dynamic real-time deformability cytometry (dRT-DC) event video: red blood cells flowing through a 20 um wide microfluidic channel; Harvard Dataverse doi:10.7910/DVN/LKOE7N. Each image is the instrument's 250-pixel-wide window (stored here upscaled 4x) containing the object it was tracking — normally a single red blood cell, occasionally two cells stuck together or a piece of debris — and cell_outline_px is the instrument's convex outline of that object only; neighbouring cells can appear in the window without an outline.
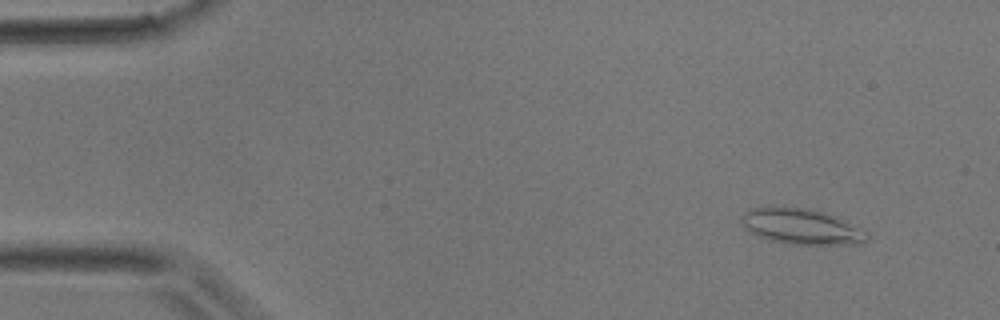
{"species": "common noctule bat (a hibernating species)", "species_latin": "Nyctalus noctula", "temperature_condition": "room temperature", "stored_images_in_passage": 3, "camera_frame_rate_fps": 3000, "um_per_image_px": 0.085, "animal": {"sex": "male", "body_mass_g": 17.9}, "frame": {"image": 1, "passage_image": 1, "time_ms": 0.0, "image_size_px": [1000, 320], "cell_outline_px": [[868, 240], [860, 244], [788, 244], [772, 240], [760, 236], [752, 232], [740, 220], [744, 212], [752, 208], [804, 208], [824, 212], [836, 216], [868, 232]], "centroid_in_image_um": [68.19, 19.27], "position_along_channel_um": 16.8, "area_um2": 25.43}}